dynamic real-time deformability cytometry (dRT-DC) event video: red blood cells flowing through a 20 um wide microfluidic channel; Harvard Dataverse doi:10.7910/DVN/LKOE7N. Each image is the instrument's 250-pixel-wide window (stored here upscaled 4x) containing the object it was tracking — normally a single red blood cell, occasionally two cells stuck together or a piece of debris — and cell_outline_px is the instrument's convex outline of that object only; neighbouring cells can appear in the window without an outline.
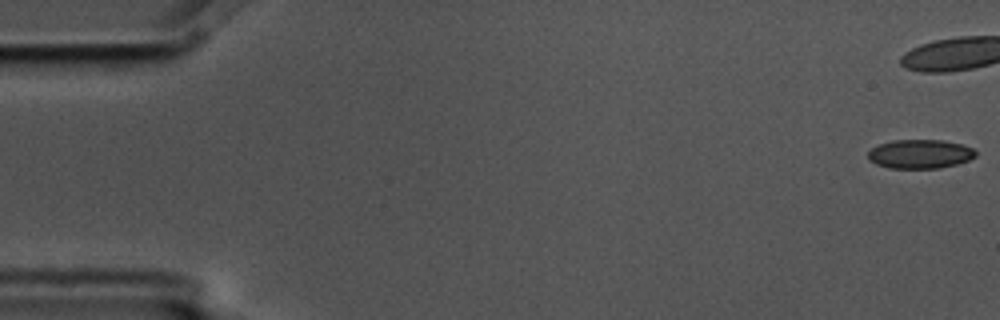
{"species": "common noctule bat (a hibernating species)", "species_latin": "Nyctalus noctula", "temperature_condition": "cold", "stored_images_in_passage": 9, "camera_frame_rate_fps": 3000, "um_per_image_px": 0.085, "animal": {"sex": "male", "body_mass_g": 17.5, "forearm_length_mm": 52.3}, "frame": {"image": 1, "passage_image": 1, "time_ms": 0.0, "image_size_px": [1000, 320], "cell_outline_px": [[976, 156], [968, 160], [956, 164], [940, 168], [888, 168], [876, 164], [868, 160], [868, 152], [872, 148], [880, 144], [892, 140], [944, 140], [964, 144], [972, 148], [976, 152]], "centroid_in_image_um": [78.2, 13.08], "position_along_channel_um": 6.8, "area_um2": 18.26}}